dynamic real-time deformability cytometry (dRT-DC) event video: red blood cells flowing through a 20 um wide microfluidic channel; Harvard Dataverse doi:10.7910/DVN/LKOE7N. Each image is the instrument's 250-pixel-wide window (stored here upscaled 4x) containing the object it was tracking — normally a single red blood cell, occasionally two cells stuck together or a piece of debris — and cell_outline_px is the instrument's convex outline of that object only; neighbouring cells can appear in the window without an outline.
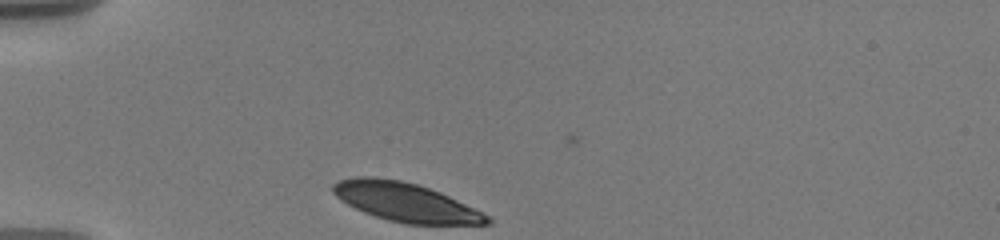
{"species": "human", "species_latin": "Homo sapiens", "temperature_condition": "warm", "stored_images_in_passage": 3, "camera_frame_rate_fps": 3000, "um_per_image_px": 0.085, "donor": {"sex": "male"}, "frame": {"image": 1, "passage_image": 1, "time_ms": 0.0, "image_size_px": [1000, 240], "cell_outline_px": [[492, 224], [404, 224], [388, 220], [364, 212], [340, 200], [332, 192], [332, 184], [340, 180], [356, 176], [372, 176], [400, 180], [416, 184], [440, 192], [488, 216], [492, 220]], "centroid_in_image_um": [34.42, 17.18], "position_along_channel_um": 50.6, "area_um2": 34.45}}
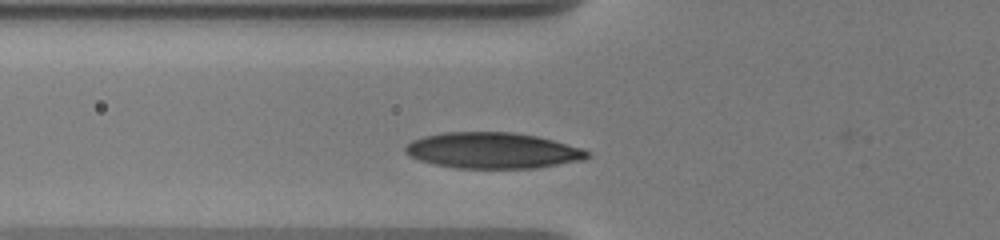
{"frame": {"image": 2, "passage_image": 3, "time_ms": 1.667, "image_size_px": [1000, 240], "cell_outline_px": [[592, 156], [584, 160], [536, 168], [456, 168], [432, 164], [408, 156], [404, 152], [404, 148], [412, 140], [424, 136], [444, 132], [512, 132], [536, 136], [584, 148], [592, 152]], "centroid_in_image_um": [41.9, 12.8], "position_along_channel_um": 83.9, "area_um2": 38.44}}